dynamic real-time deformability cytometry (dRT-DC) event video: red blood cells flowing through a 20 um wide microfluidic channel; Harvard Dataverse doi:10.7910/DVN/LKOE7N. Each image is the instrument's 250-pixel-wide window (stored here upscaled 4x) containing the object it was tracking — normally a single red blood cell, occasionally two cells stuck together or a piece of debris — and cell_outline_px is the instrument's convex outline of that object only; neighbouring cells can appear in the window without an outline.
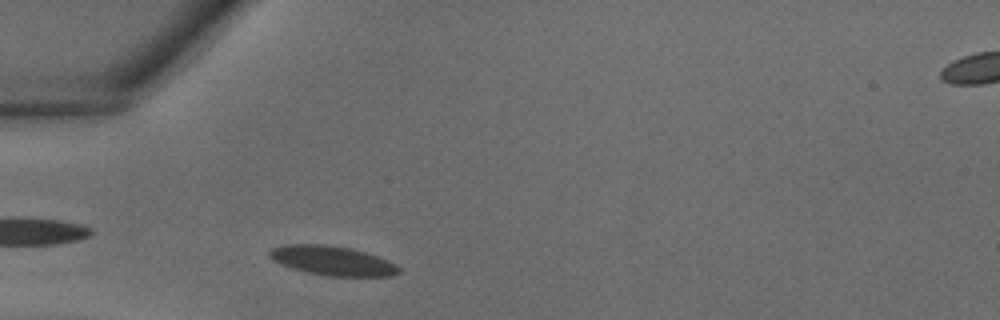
{"species": "common noctule bat (a hibernating species)", "species_latin": "Nyctalus noctula", "temperature_condition": "warm", "stored_images_in_passage": 29, "camera_frame_rate_fps": 3000, "um_per_image_px": 0.085, "animal": {"sex": "male", "body_mass_g": 18.8}, "frame": {"image": 1, "passage_image": 2, "time_ms": 0.333, "image_size_px": [1000, 320], "cell_outline_px": [[400, 272], [392, 276], [328, 276], [308, 272], [292, 268], [280, 264], [272, 260], [268, 256], [268, 252], [272, 248], [284, 244], [324, 244], [352, 248], [376, 256], [396, 264], [400, 268]], "centroid_in_image_um": [28.22, 22.15], "position_along_channel_um": 56.8, "area_um2": 22.14}}
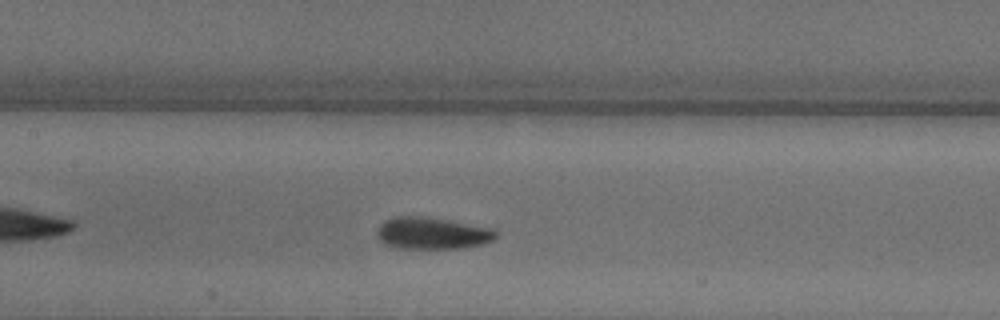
{"frame": {"image": 2, "passage_image": 9, "time_ms": 2.667, "image_size_px": [1000, 320], "cell_outline_px": [[496, 236], [492, 240], [484, 244], [460, 248], [396, 248], [384, 244], [380, 240], [376, 232], [380, 224], [384, 220], [396, 216], [424, 216], [448, 220], [492, 228], [496, 232]], "centroid_in_image_um": [36.7, 19.82], "position_along_channel_um": 170.7, "area_um2": 22.08}}
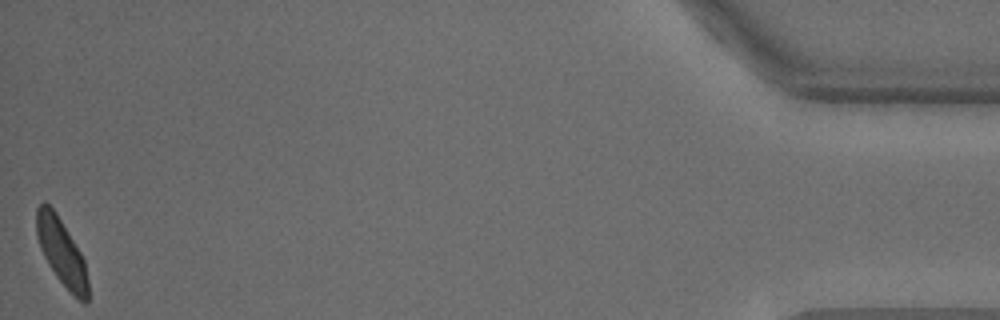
{"frame": {"image": 3, "passage_image": 29, "time_ms": 9.333, "image_size_px": [1000, 320], "cell_outline_px": [[88, 304], [84, 304], [56, 276], [48, 264], [40, 248], [36, 236], [36, 208], [44, 200], [56, 212], [80, 252], [84, 260], [88, 280]], "centroid_in_image_um": [5.21, 21.39], "position_along_channel_um": 430.0, "area_um2": 19.77}}